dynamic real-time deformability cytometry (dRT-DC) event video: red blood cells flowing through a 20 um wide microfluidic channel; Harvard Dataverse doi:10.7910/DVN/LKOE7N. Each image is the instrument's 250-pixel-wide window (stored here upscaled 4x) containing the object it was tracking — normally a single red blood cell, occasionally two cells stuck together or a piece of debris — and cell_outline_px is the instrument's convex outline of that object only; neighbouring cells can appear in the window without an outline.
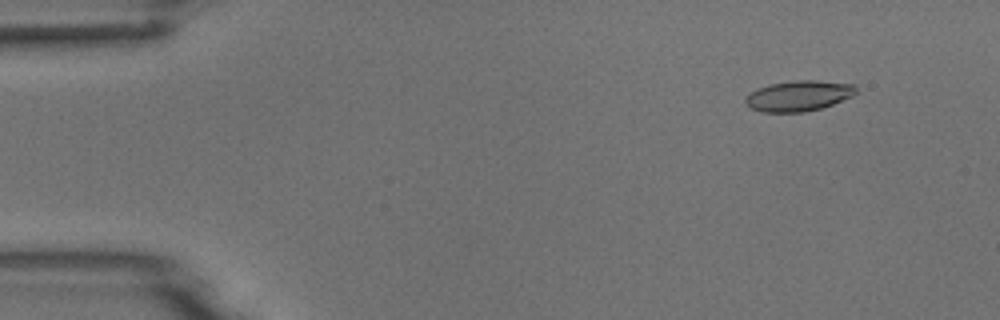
{"species": "common noctule bat (a hibernating species)", "species_latin": "Nyctalus noctula", "temperature_condition": "room temperature", "stored_images_in_passage": 5, "camera_frame_rate_fps": 3000, "um_per_image_px": 0.085, "animal": {"sex": "male", "body_mass_g": 18.8}, "frame": {"image": 1, "passage_image": 2, "time_ms": 1.333, "image_size_px": [1000, 320], "cell_outline_px": [[856, 92], [852, 96], [832, 104], [820, 108], [804, 112], [764, 112], [752, 108], [744, 104], [744, 100], [748, 92], [756, 88], [768, 84], [796, 80], [816, 80], [856, 84]], "centroid_in_image_um": [67.84, 8.13], "position_along_channel_um": 17.2, "area_um2": 19.83}}
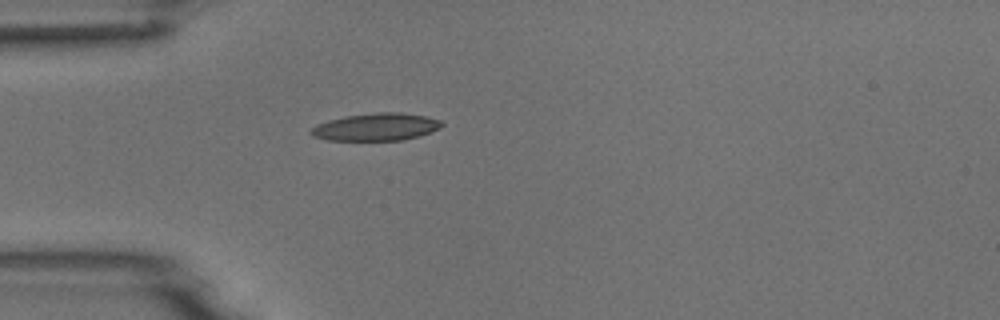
{"frame": {"image": 2, "passage_image": 5, "time_ms": 4.667, "image_size_px": [1000, 320], "cell_outline_px": [[444, 124], [440, 128], [432, 132], [420, 136], [404, 140], [328, 140], [312, 136], [308, 132], [316, 124], [328, 120], [344, 116], [376, 112], [400, 112], [424, 116], [440, 120]], "centroid_in_image_um": [31.96, 10.79], "position_along_channel_um": 53.0, "area_um2": 21.1}}